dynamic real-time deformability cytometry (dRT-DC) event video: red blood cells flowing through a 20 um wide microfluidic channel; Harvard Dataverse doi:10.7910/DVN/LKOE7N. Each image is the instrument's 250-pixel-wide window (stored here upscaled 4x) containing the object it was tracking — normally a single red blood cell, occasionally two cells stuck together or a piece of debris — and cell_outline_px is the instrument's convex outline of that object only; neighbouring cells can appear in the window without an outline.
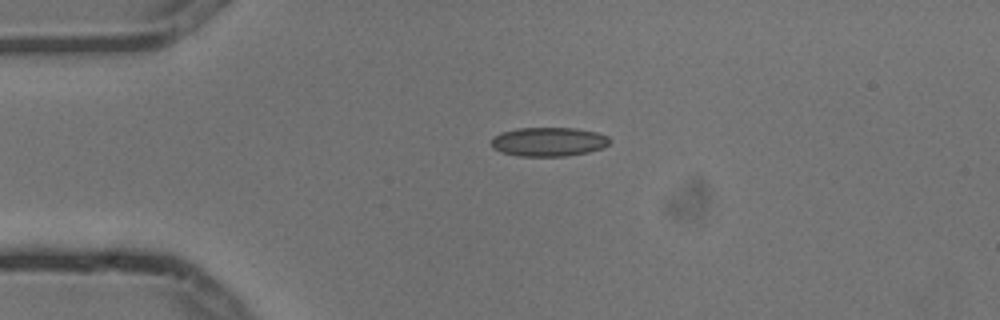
{"species": "common noctule bat (a hibernating species)", "species_latin": "Nyctalus noctula", "temperature_condition": "cold", "stored_images_in_passage": 3, "camera_frame_rate_fps": 3000, "um_per_image_px": 0.085, "animal": {"sex": "male", "body_mass_g": 13.3}, "frame": {"image": 1, "passage_image": 2, "time_ms": 0.333, "image_size_px": [1000, 320], "cell_outline_px": [[612, 140], [608, 144], [600, 148], [588, 152], [564, 156], [520, 156], [500, 152], [492, 148], [492, 136], [500, 132], [516, 128], [572, 128], [596, 132], [608, 136]], "centroid_in_image_um": [46.59, 12.04], "position_along_channel_um": 38.4, "area_um2": 20.06}}